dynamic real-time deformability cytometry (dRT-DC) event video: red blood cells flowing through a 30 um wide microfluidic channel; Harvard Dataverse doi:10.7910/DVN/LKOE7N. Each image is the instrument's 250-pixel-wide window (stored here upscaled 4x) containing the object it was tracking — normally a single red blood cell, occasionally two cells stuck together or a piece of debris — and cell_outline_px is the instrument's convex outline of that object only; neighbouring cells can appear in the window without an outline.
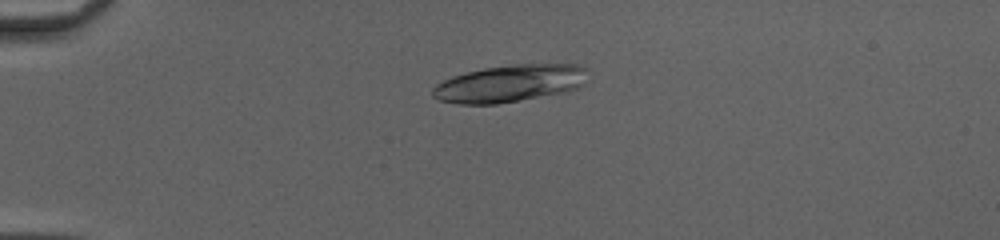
{"species": "common noctule bat (a hibernating species)", "species_latin": "Nyctalus noctula", "temperature_condition": "cold", "stored_images_in_passage": 51, "camera_frame_rate_fps": 3000, "um_per_image_px": 0.085, "animal": {"sex": "female", "body_mass_g": 20.0, "forearm_length_mm": 54.0}, "frame": {"image": 1, "passage_image": 14, "time_ms": 4.333, "image_size_px": [1000, 240], "cell_outline_px": [[588, 68], [584, 84], [576, 88], [564, 92], [520, 100], [496, 104], [456, 104], [440, 100], [432, 96], [432, 88], [436, 84], [452, 76], [484, 68], [512, 64], [576, 64]], "centroid_in_image_um": [43.32, 7.09], "position_along_channel_um": 41.7, "area_um2": 33.64}}